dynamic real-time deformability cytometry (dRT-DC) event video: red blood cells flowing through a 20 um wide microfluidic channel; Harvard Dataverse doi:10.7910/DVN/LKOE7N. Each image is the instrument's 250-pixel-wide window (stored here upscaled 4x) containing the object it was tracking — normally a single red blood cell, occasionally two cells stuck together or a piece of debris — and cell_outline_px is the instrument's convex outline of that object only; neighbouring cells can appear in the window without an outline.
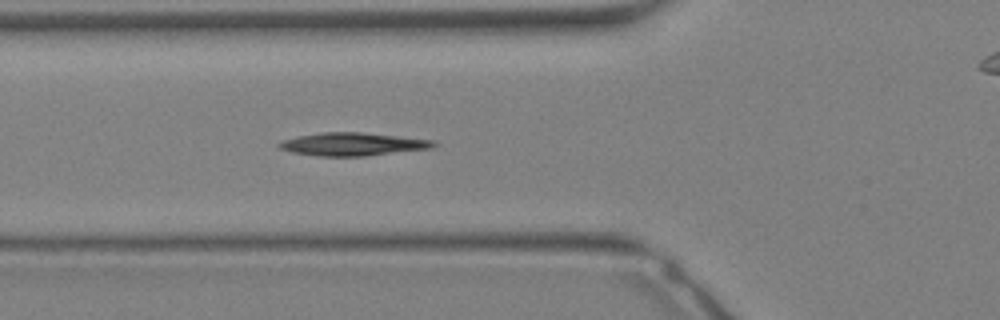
{"species": "Egyptian fruit bat (a non-hibernating species)", "species_latin": "Rousettus aegyptiacus", "temperature_condition": "warm", "stored_images_in_passage": 28, "camera_frame_rate_fps": 3000, "um_per_image_px": 0.085, "animal": {"sex": "female"}, "frame": {"image": 1, "passage_image": 6, "time_ms": 1.667, "image_size_px": [1000, 320], "cell_outline_px": [[440, 144], [432, 148], [364, 156], [320, 156], [292, 152], [280, 148], [276, 144], [284, 140], [296, 136], [320, 132], [360, 132], [436, 140]], "centroid_in_image_um": [30.01, 12.25], "position_along_channel_um": 95.8, "area_um2": 20.75}}
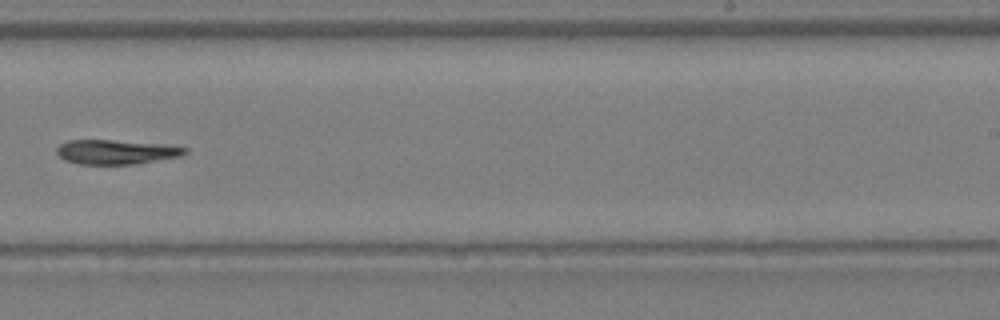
{"frame": {"image": 2, "passage_image": 15, "time_ms": 4.667, "image_size_px": [1000, 320], "cell_outline_px": [[188, 152], [180, 156], [136, 164], [80, 164], [64, 160], [56, 152], [56, 148], [60, 144], [68, 140], [112, 140], [164, 144], [188, 148]], "centroid_in_image_um": [9.87, 12.91], "position_along_channel_um": 279.1, "area_um2": 18.26}}
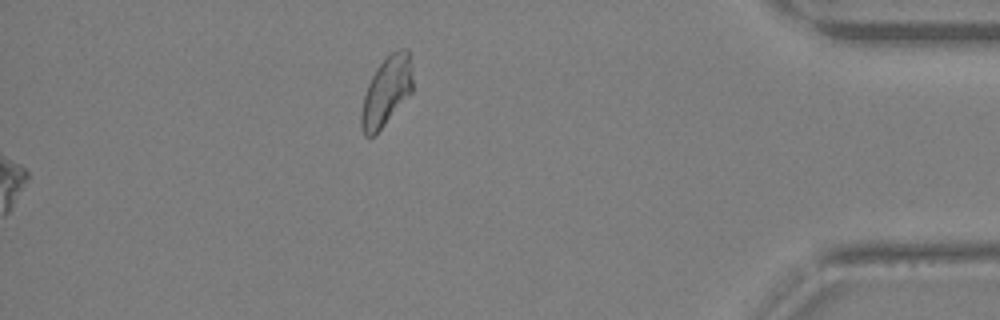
{"frame": {"image": 3, "passage_image": 28, "time_ms": 9.0, "image_size_px": [1000, 320], "cell_outline_px": [[412, 92], [376, 136], [364, 136], [360, 128], [360, 116], [364, 96], [368, 84], [376, 68], [392, 52], [400, 48], [408, 48], [412, 80]], "centroid_in_image_um": [32.82, 7.82], "position_along_channel_um": 402.4, "area_um2": 20.75}}